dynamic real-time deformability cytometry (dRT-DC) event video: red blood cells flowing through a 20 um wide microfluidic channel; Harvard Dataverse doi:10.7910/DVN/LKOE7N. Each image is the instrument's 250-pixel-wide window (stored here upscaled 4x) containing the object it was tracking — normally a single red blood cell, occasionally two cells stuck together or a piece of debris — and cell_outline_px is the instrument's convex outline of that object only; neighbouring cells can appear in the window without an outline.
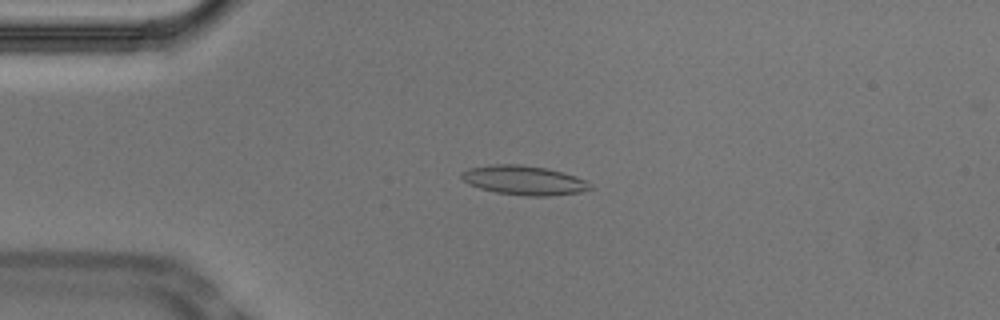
{"species": "Egyptian fruit bat (a non-hibernating species)", "species_latin": "Rousettus aegyptiacus", "temperature_condition": "cold", "stored_images_in_passage": 53, "camera_frame_rate_fps": 3000, "um_per_image_px": 0.085, "animal": {"sex": "male"}, "frame": {"image": 1, "passage_image": 12, "time_ms": 3.667, "image_size_px": [1000, 320], "cell_outline_px": [[596, 188], [580, 192], [552, 196], [524, 196], [496, 192], [480, 188], [468, 184], [460, 176], [460, 172], [468, 168], [492, 164], [520, 164], [548, 168], [576, 176], [592, 184]], "centroid_in_image_um": [44.56, 15.32], "position_along_channel_um": 40.4, "area_um2": 22.25}}
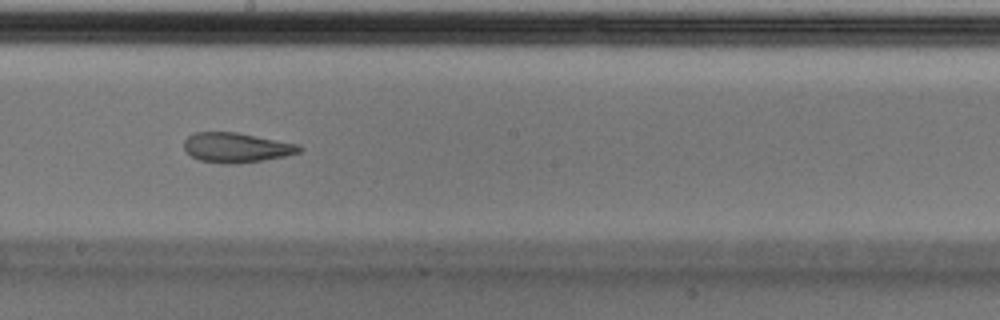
{"frame": {"image": 2, "passage_image": 29, "time_ms": 9.333, "image_size_px": [1000, 320], "cell_outline_px": [[304, 148], [300, 152], [284, 156], [264, 160], [232, 164], [228, 164], [200, 160], [192, 156], [184, 148], [184, 140], [188, 136], [196, 132], [236, 132], [300, 144]], "centroid_in_image_um": [20.12, 12.53], "position_along_channel_um": 228.1, "area_um2": 19.94}}
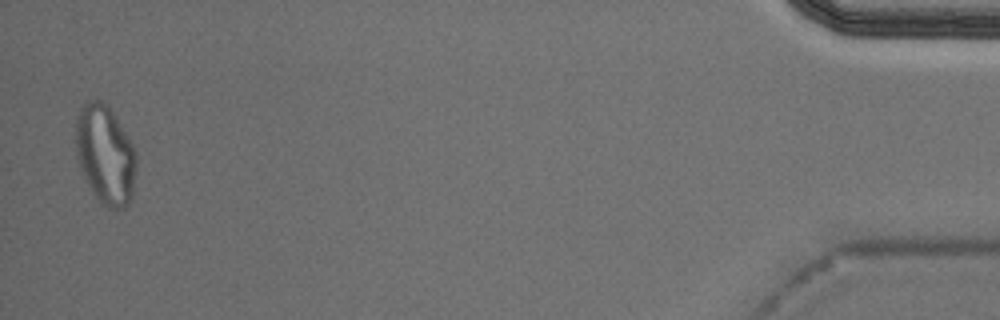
{"frame": {"image": 3, "passage_image": 52, "time_ms": 17.0, "image_size_px": [1000, 320], "cell_outline_px": [[136, 168], [132, 196], [128, 204], [124, 208], [108, 208], [100, 204], [88, 184], [80, 168], [76, 152], [76, 116], [80, 108], [88, 100], [100, 100], [108, 104], [128, 136], [136, 152]], "centroid_in_image_um": [8.95, 13.14], "position_along_channel_um": 426.3, "area_um2": 35.08}, "authors_computed_cell_mechanics": {"area_um2": 21.2126, "velocity_mm_per_s": 3.7294, "shape_relaxation_time_tau1_ms": null, "shape_relaxation_time_tau2_ms": 2.4504, "deformation_change_tau1": null, "deformation_change_tau2": 0.0983}}